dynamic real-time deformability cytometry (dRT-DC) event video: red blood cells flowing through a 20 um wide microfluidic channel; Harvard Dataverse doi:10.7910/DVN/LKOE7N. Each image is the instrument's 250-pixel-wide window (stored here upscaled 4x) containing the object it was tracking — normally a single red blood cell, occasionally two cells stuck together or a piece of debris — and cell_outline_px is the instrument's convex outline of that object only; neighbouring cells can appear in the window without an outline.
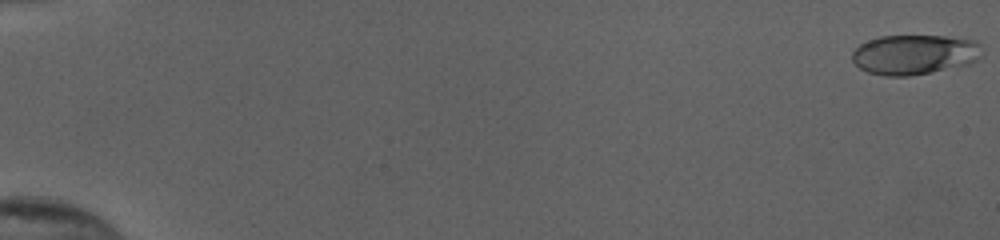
{"species": "human", "species_latin": "Homo sapiens", "temperature_condition": "cold", "stored_images_in_passage": 55, "camera_frame_rate_fps": 3000, "um_per_image_px": 0.085, "donor": {"sex": "female"}, "frame": {"image": 1, "passage_image": 1, "time_ms": 0.0, "image_size_px": [1000, 240], "cell_outline_px": [[984, 56], [972, 64], [908, 76], [884, 76], [868, 72], [860, 68], [852, 60], [852, 52], [860, 44], [868, 40], [880, 36], [944, 36], [976, 40], [980, 44]], "centroid_in_image_um": [77.78, 4.63], "position_along_channel_um": 7.2, "area_um2": 30.46}}
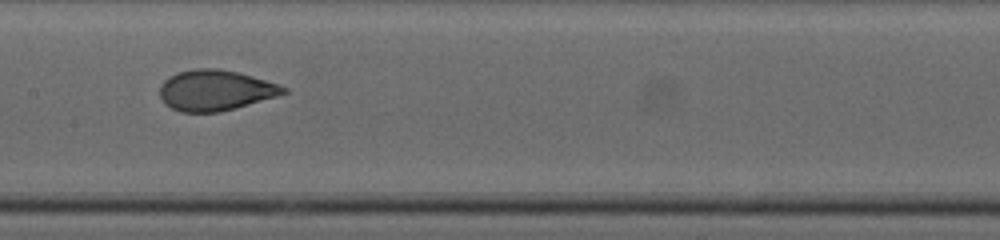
{"frame": {"image": 2, "passage_image": 30, "time_ms": 9.667, "image_size_px": [1000, 240], "cell_outline_px": [[288, 92], [276, 96], [220, 112], [180, 112], [164, 104], [160, 96], [160, 84], [168, 76], [180, 72], [196, 68], [216, 68], [236, 72], [252, 76], [280, 84], [288, 88]], "centroid_in_image_um": [18.29, 7.67], "position_along_channel_um": 189.1, "area_um2": 29.19}}
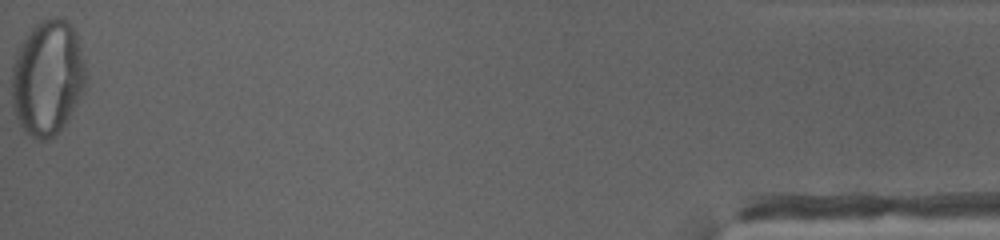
{"frame": {"image": 3, "passage_image": 55, "time_ms": 18.0, "image_size_px": [1000, 240], "cell_outline_px": [[88, 76], [84, 88], [68, 120], [52, 136], [44, 140], [36, 140], [24, 132], [20, 128], [16, 120], [12, 104], [12, 68], [20, 44], [28, 32], [36, 24], [44, 20], [56, 16], [60, 16], [72, 24], [76, 32], [80, 44]], "centroid_in_image_um": [4.05, 6.6], "position_along_channel_um": 431.2, "area_um2": 50.17}, "authors_computed_cell_mechanics": {"area_um2": 30.1138, "velocity_mm_per_s": 3.9111, "shape_relaxation_time_tau1_ms": 11.1353, "shape_relaxation_time_tau2_ms": null, "deformation_change_tau1": 0.2863, "deformation_change_tau2": null}}